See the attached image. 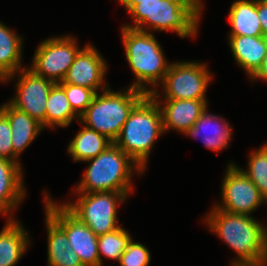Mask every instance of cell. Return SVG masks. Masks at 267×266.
<instances>
[{
	"mask_svg": "<svg viewBox=\"0 0 267 266\" xmlns=\"http://www.w3.org/2000/svg\"><path fill=\"white\" fill-rule=\"evenodd\" d=\"M131 17L122 26L150 32H175L179 37L195 39L199 32L203 0H117Z\"/></svg>",
	"mask_w": 267,
	"mask_h": 266,
	"instance_id": "cell-1",
	"label": "cell"
},
{
	"mask_svg": "<svg viewBox=\"0 0 267 266\" xmlns=\"http://www.w3.org/2000/svg\"><path fill=\"white\" fill-rule=\"evenodd\" d=\"M203 224L236 253L230 265L263 264L267 245V225L254 216L230 213L214 205Z\"/></svg>",
	"mask_w": 267,
	"mask_h": 266,
	"instance_id": "cell-2",
	"label": "cell"
},
{
	"mask_svg": "<svg viewBox=\"0 0 267 266\" xmlns=\"http://www.w3.org/2000/svg\"><path fill=\"white\" fill-rule=\"evenodd\" d=\"M85 169L73 193L122 192L127 197L133 194V176L145 171L114 143L95 158L84 163Z\"/></svg>",
	"mask_w": 267,
	"mask_h": 266,
	"instance_id": "cell-3",
	"label": "cell"
},
{
	"mask_svg": "<svg viewBox=\"0 0 267 266\" xmlns=\"http://www.w3.org/2000/svg\"><path fill=\"white\" fill-rule=\"evenodd\" d=\"M120 30L125 60L135 76V81L129 87L140 90L146 95L160 90L158 86L171 63L167 61L157 38L153 33L135 28L122 26Z\"/></svg>",
	"mask_w": 267,
	"mask_h": 266,
	"instance_id": "cell-4",
	"label": "cell"
},
{
	"mask_svg": "<svg viewBox=\"0 0 267 266\" xmlns=\"http://www.w3.org/2000/svg\"><path fill=\"white\" fill-rule=\"evenodd\" d=\"M164 134L160 107L149 94L133 107L114 144L147 171L150 152Z\"/></svg>",
	"mask_w": 267,
	"mask_h": 266,
	"instance_id": "cell-5",
	"label": "cell"
},
{
	"mask_svg": "<svg viewBox=\"0 0 267 266\" xmlns=\"http://www.w3.org/2000/svg\"><path fill=\"white\" fill-rule=\"evenodd\" d=\"M145 95L129 86L119 91L109 87L94 95L91 104L80 116L79 123L114 143L131 110Z\"/></svg>",
	"mask_w": 267,
	"mask_h": 266,
	"instance_id": "cell-6",
	"label": "cell"
},
{
	"mask_svg": "<svg viewBox=\"0 0 267 266\" xmlns=\"http://www.w3.org/2000/svg\"><path fill=\"white\" fill-rule=\"evenodd\" d=\"M212 74L206 62L193 60L172 62L158 86L162 92L155 90L150 95L164 100L192 99L208 103L206 91L214 77Z\"/></svg>",
	"mask_w": 267,
	"mask_h": 266,
	"instance_id": "cell-7",
	"label": "cell"
},
{
	"mask_svg": "<svg viewBox=\"0 0 267 266\" xmlns=\"http://www.w3.org/2000/svg\"><path fill=\"white\" fill-rule=\"evenodd\" d=\"M74 201L62 203L74 216L85 223L97 236L111 232L121 225L118 205L128 197L122 192L73 193Z\"/></svg>",
	"mask_w": 267,
	"mask_h": 266,
	"instance_id": "cell-8",
	"label": "cell"
},
{
	"mask_svg": "<svg viewBox=\"0 0 267 266\" xmlns=\"http://www.w3.org/2000/svg\"><path fill=\"white\" fill-rule=\"evenodd\" d=\"M44 211L65 231L70 247L84 266H100L98 236L62 203L54 201L43 191Z\"/></svg>",
	"mask_w": 267,
	"mask_h": 266,
	"instance_id": "cell-9",
	"label": "cell"
},
{
	"mask_svg": "<svg viewBox=\"0 0 267 266\" xmlns=\"http://www.w3.org/2000/svg\"><path fill=\"white\" fill-rule=\"evenodd\" d=\"M81 49L74 35L48 37L37 45L32 63L27 67L36 75L59 83Z\"/></svg>",
	"mask_w": 267,
	"mask_h": 266,
	"instance_id": "cell-10",
	"label": "cell"
},
{
	"mask_svg": "<svg viewBox=\"0 0 267 266\" xmlns=\"http://www.w3.org/2000/svg\"><path fill=\"white\" fill-rule=\"evenodd\" d=\"M18 75V76H17ZM15 78V79H14ZM15 82V95L8 101L13 107L27 113L46 129V105L55 82L36 75L28 67L4 78L1 83Z\"/></svg>",
	"mask_w": 267,
	"mask_h": 266,
	"instance_id": "cell-11",
	"label": "cell"
},
{
	"mask_svg": "<svg viewBox=\"0 0 267 266\" xmlns=\"http://www.w3.org/2000/svg\"><path fill=\"white\" fill-rule=\"evenodd\" d=\"M221 182V200L214 206L223 211L253 216L258 208L267 204L258 188L236 163L229 162Z\"/></svg>",
	"mask_w": 267,
	"mask_h": 266,
	"instance_id": "cell-12",
	"label": "cell"
},
{
	"mask_svg": "<svg viewBox=\"0 0 267 266\" xmlns=\"http://www.w3.org/2000/svg\"><path fill=\"white\" fill-rule=\"evenodd\" d=\"M107 69L103 55L96 46L88 43L78 52L63 81L59 83L87 87L98 93L111 87L105 82Z\"/></svg>",
	"mask_w": 267,
	"mask_h": 266,
	"instance_id": "cell-13",
	"label": "cell"
},
{
	"mask_svg": "<svg viewBox=\"0 0 267 266\" xmlns=\"http://www.w3.org/2000/svg\"><path fill=\"white\" fill-rule=\"evenodd\" d=\"M23 179L22 165L0 158V215L5 216L7 222L16 219L14 211L27 195Z\"/></svg>",
	"mask_w": 267,
	"mask_h": 266,
	"instance_id": "cell-14",
	"label": "cell"
},
{
	"mask_svg": "<svg viewBox=\"0 0 267 266\" xmlns=\"http://www.w3.org/2000/svg\"><path fill=\"white\" fill-rule=\"evenodd\" d=\"M162 114L163 130L176 131L181 135L194 126L201 114L208 107L204 100L180 99L161 100L154 98Z\"/></svg>",
	"mask_w": 267,
	"mask_h": 266,
	"instance_id": "cell-15",
	"label": "cell"
},
{
	"mask_svg": "<svg viewBox=\"0 0 267 266\" xmlns=\"http://www.w3.org/2000/svg\"><path fill=\"white\" fill-rule=\"evenodd\" d=\"M209 107L201 114L194 126L184 134L191 138H200L205 148L219 152L229 149L232 141V128L223 116L209 113ZM199 139V140H200Z\"/></svg>",
	"mask_w": 267,
	"mask_h": 266,
	"instance_id": "cell-16",
	"label": "cell"
},
{
	"mask_svg": "<svg viewBox=\"0 0 267 266\" xmlns=\"http://www.w3.org/2000/svg\"><path fill=\"white\" fill-rule=\"evenodd\" d=\"M0 111L7 117L12 132L13 161L21 164L20 155L44 130L42 125L27 113L13 107L9 102L0 106Z\"/></svg>",
	"mask_w": 267,
	"mask_h": 266,
	"instance_id": "cell-17",
	"label": "cell"
},
{
	"mask_svg": "<svg viewBox=\"0 0 267 266\" xmlns=\"http://www.w3.org/2000/svg\"><path fill=\"white\" fill-rule=\"evenodd\" d=\"M228 45L238 67L251 79L262 66L267 51V38L228 36Z\"/></svg>",
	"mask_w": 267,
	"mask_h": 266,
	"instance_id": "cell-18",
	"label": "cell"
},
{
	"mask_svg": "<svg viewBox=\"0 0 267 266\" xmlns=\"http://www.w3.org/2000/svg\"><path fill=\"white\" fill-rule=\"evenodd\" d=\"M26 230L17 219L6 221L0 231V266H15L28 251L31 239Z\"/></svg>",
	"mask_w": 267,
	"mask_h": 266,
	"instance_id": "cell-19",
	"label": "cell"
},
{
	"mask_svg": "<svg viewBox=\"0 0 267 266\" xmlns=\"http://www.w3.org/2000/svg\"><path fill=\"white\" fill-rule=\"evenodd\" d=\"M48 266H84L72 250L65 231L46 213Z\"/></svg>",
	"mask_w": 267,
	"mask_h": 266,
	"instance_id": "cell-20",
	"label": "cell"
},
{
	"mask_svg": "<svg viewBox=\"0 0 267 266\" xmlns=\"http://www.w3.org/2000/svg\"><path fill=\"white\" fill-rule=\"evenodd\" d=\"M229 36H263L258 17V0H234L230 6Z\"/></svg>",
	"mask_w": 267,
	"mask_h": 266,
	"instance_id": "cell-21",
	"label": "cell"
},
{
	"mask_svg": "<svg viewBox=\"0 0 267 266\" xmlns=\"http://www.w3.org/2000/svg\"><path fill=\"white\" fill-rule=\"evenodd\" d=\"M23 42L22 36L0 21V82L27 67L22 60Z\"/></svg>",
	"mask_w": 267,
	"mask_h": 266,
	"instance_id": "cell-22",
	"label": "cell"
},
{
	"mask_svg": "<svg viewBox=\"0 0 267 266\" xmlns=\"http://www.w3.org/2000/svg\"><path fill=\"white\" fill-rule=\"evenodd\" d=\"M82 126L70 140L67 152L73 162H85L105 151L113 142L104 135Z\"/></svg>",
	"mask_w": 267,
	"mask_h": 266,
	"instance_id": "cell-23",
	"label": "cell"
},
{
	"mask_svg": "<svg viewBox=\"0 0 267 266\" xmlns=\"http://www.w3.org/2000/svg\"><path fill=\"white\" fill-rule=\"evenodd\" d=\"M79 116L72 110L64 88L55 83L48 95L46 105V129L65 128L75 119L79 122Z\"/></svg>",
	"mask_w": 267,
	"mask_h": 266,
	"instance_id": "cell-24",
	"label": "cell"
},
{
	"mask_svg": "<svg viewBox=\"0 0 267 266\" xmlns=\"http://www.w3.org/2000/svg\"><path fill=\"white\" fill-rule=\"evenodd\" d=\"M132 240V235L123 226L98 236V252L100 266H104L103 256L119 261L121 255Z\"/></svg>",
	"mask_w": 267,
	"mask_h": 266,
	"instance_id": "cell-25",
	"label": "cell"
},
{
	"mask_svg": "<svg viewBox=\"0 0 267 266\" xmlns=\"http://www.w3.org/2000/svg\"><path fill=\"white\" fill-rule=\"evenodd\" d=\"M246 169L238 166L258 188L267 202V142L258 149L250 151Z\"/></svg>",
	"mask_w": 267,
	"mask_h": 266,
	"instance_id": "cell-26",
	"label": "cell"
},
{
	"mask_svg": "<svg viewBox=\"0 0 267 266\" xmlns=\"http://www.w3.org/2000/svg\"><path fill=\"white\" fill-rule=\"evenodd\" d=\"M65 91L72 110L80 117L91 104L96 94L92 89L83 86H75L68 83H59Z\"/></svg>",
	"mask_w": 267,
	"mask_h": 266,
	"instance_id": "cell-27",
	"label": "cell"
},
{
	"mask_svg": "<svg viewBox=\"0 0 267 266\" xmlns=\"http://www.w3.org/2000/svg\"><path fill=\"white\" fill-rule=\"evenodd\" d=\"M151 254L148 247L142 243L135 242L133 239L121 255L119 266H149Z\"/></svg>",
	"mask_w": 267,
	"mask_h": 266,
	"instance_id": "cell-28",
	"label": "cell"
},
{
	"mask_svg": "<svg viewBox=\"0 0 267 266\" xmlns=\"http://www.w3.org/2000/svg\"><path fill=\"white\" fill-rule=\"evenodd\" d=\"M11 126L7 117L0 111V158L13 161Z\"/></svg>",
	"mask_w": 267,
	"mask_h": 266,
	"instance_id": "cell-29",
	"label": "cell"
},
{
	"mask_svg": "<svg viewBox=\"0 0 267 266\" xmlns=\"http://www.w3.org/2000/svg\"><path fill=\"white\" fill-rule=\"evenodd\" d=\"M258 17L261 22L263 36L267 38V0H258Z\"/></svg>",
	"mask_w": 267,
	"mask_h": 266,
	"instance_id": "cell-30",
	"label": "cell"
},
{
	"mask_svg": "<svg viewBox=\"0 0 267 266\" xmlns=\"http://www.w3.org/2000/svg\"><path fill=\"white\" fill-rule=\"evenodd\" d=\"M251 83L257 80H263L267 83V51L264 57L261 68L257 71V73L250 79Z\"/></svg>",
	"mask_w": 267,
	"mask_h": 266,
	"instance_id": "cell-31",
	"label": "cell"
},
{
	"mask_svg": "<svg viewBox=\"0 0 267 266\" xmlns=\"http://www.w3.org/2000/svg\"><path fill=\"white\" fill-rule=\"evenodd\" d=\"M263 266H267V245H266V252H265V258L263 261Z\"/></svg>",
	"mask_w": 267,
	"mask_h": 266,
	"instance_id": "cell-32",
	"label": "cell"
},
{
	"mask_svg": "<svg viewBox=\"0 0 267 266\" xmlns=\"http://www.w3.org/2000/svg\"><path fill=\"white\" fill-rule=\"evenodd\" d=\"M229 266H242V265H229ZM243 266H263V264H260V265H243Z\"/></svg>",
	"mask_w": 267,
	"mask_h": 266,
	"instance_id": "cell-33",
	"label": "cell"
}]
</instances>
